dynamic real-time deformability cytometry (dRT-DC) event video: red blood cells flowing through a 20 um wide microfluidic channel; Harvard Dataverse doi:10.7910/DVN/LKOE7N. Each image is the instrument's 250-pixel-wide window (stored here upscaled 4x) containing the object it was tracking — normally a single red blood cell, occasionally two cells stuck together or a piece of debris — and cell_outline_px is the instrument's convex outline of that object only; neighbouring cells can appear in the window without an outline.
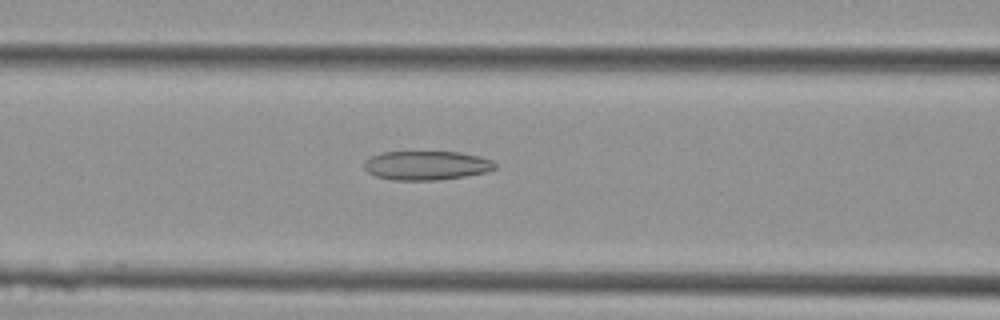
{"species": "Egyptian fruit bat (a non-hibernating species)", "species_latin": "Rousettus aegyptiacus", "temperature_condition": "cold", "stored_images_in_passage": 39, "camera_frame_rate_fps": 3000, "um_per_image_px": 0.085, "animal": {"sex": "female"}, "frame": {"image": 1, "passage_image": 14, "time_ms": 4.333, "image_size_px": [1000, 320], "cell_outline_px": [[496, 168], [488, 172], [464, 176], [436, 180], [392, 180], [376, 176], [368, 172], [364, 168], [364, 160], [380, 152], [460, 152], [480, 156], [492, 160], [496, 164]], "centroid_in_image_um": [36.25, 14.06], "position_along_channel_um": 130.3, "area_um2": 22.25}}
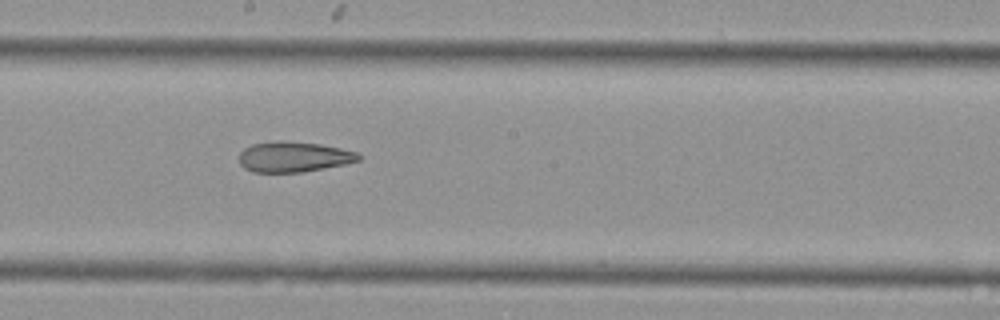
{"frame": {"image": 2, "passage_image": 20, "time_ms": 6.333, "image_size_px": [1000, 320], "cell_outline_px": [[364, 156], [360, 160], [344, 164], [300, 172], [252, 172], [244, 168], [240, 164], [240, 152], [244, 148], [252, 144], [280, 140], [284, 140], [320, 144], [340, 148], [356, 152]], "centroid_in_image_um": [24.96, 13.32], "position_along_channel_um": 223.2, "area_um2": 21.15}}
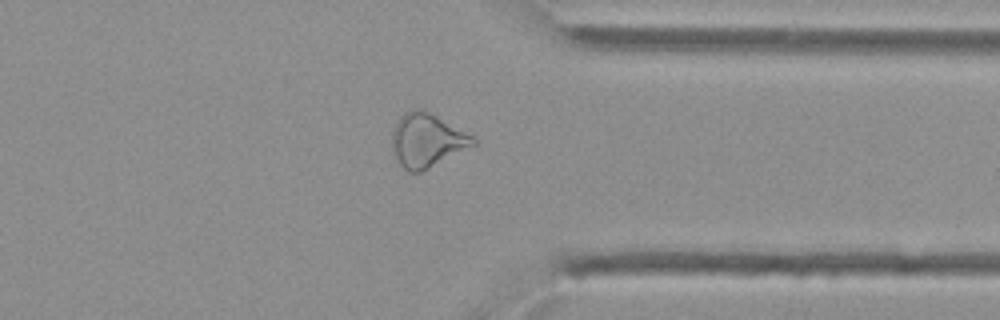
{"frame": {"image": 3, "passage_image": 30, "time_ms": 9.667, "image_size_px": [1000, 320], "cell_outline_px": [[476, 144], [420, 172], [408, 172], [400, 164], [392, 152], [392, 132], [396, 120], [404, 112], [416, 108], [420, 108], [436, 116], [472, 136], [476, 140]], "centroid_in_image_um": [36.23, 11.92], "position_along_channel_um": 375.2, "area_um2": 24.97}}